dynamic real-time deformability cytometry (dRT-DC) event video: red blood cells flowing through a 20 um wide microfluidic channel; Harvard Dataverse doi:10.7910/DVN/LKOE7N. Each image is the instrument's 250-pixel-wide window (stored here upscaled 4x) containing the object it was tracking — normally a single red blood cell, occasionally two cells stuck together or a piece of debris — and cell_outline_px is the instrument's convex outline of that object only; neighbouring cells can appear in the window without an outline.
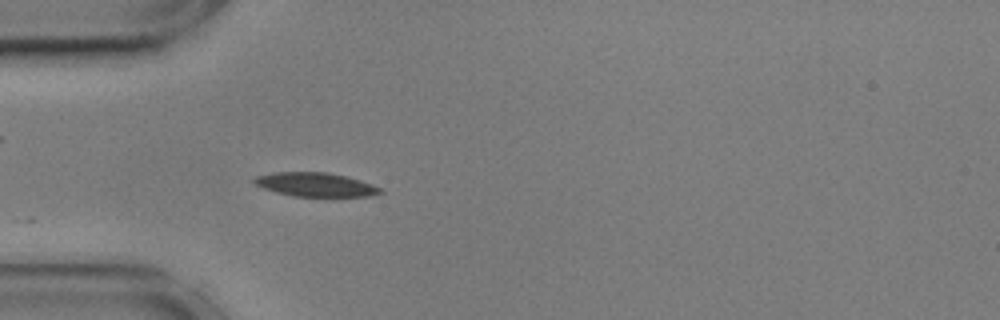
{"species": "common noctule bat (a hibernating species)", "species_latin": "Nyctalus noctula", "temperature_condition": "cold", "stored_images_in_passage": 4, "camera_frame_rate_fps": 3000, "um_per_image_px": 0.085, "animal": {"sex": "male", "body_mass_g": 17.9, "forearm_length_mm": 54.2}, "frame": {"image": 1, "passage_image": 1, "time_ms": 0.0, "image_size_px": [1000, 320], "cell_outline_px": [[384, 192], [372, 196], [332, 200], [292, 196], [276, 192], [264, 188], [256, 184], [252, 180], [256, 176], [272, 172], [328, 172], [348, 176], [372, 184], [380, 188]], "centroid_in_image_um": [26.92, 15.75], "position_along_channel_um": 58.1, "area_um2": 18.73}}